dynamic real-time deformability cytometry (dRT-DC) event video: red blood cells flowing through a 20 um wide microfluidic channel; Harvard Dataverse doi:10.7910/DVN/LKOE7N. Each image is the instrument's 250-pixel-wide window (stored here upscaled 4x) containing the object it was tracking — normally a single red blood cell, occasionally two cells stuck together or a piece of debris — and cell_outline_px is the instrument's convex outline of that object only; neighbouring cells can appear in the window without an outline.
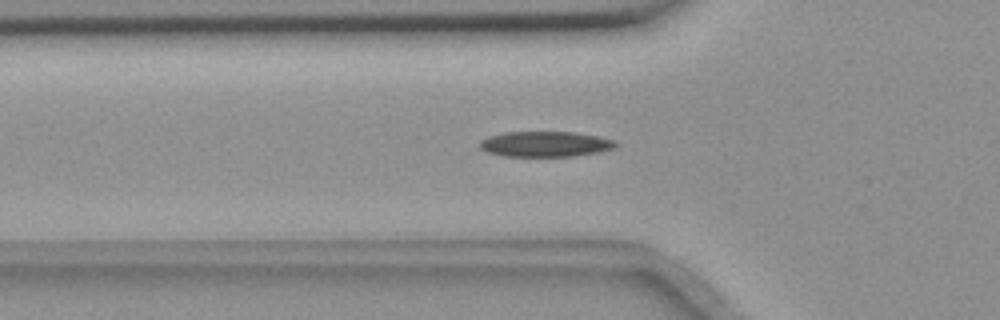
{"species": "common noctule bat (a hibernating species)", "species_latin": "Nyctalus noctula", "temperature_condition": "room temperature", "stored_images_in_passage": 39, "camera_frame_rate_fps": 3000, "um_per_image_px": 0.085, "animal": {"sex": "female", "body_mass_g": 18.4}, "frame": {"image": 1, "passage_image": 2, "time_ms": 0.333, "image_size_px": [1000, 320], "cell_outline_px": [[620, 144], [616, 148], [600, 152], [576, 156], [504, 156], [488, 152], [480, 148], [480, 140], [488, 136], [504, 132], [572, 132], [596, 136], [616, 140]], "centroid_in_image_um": [46.39, 12.25], "position_along_channel_um": 79.4, "area_um2": 20.29}}
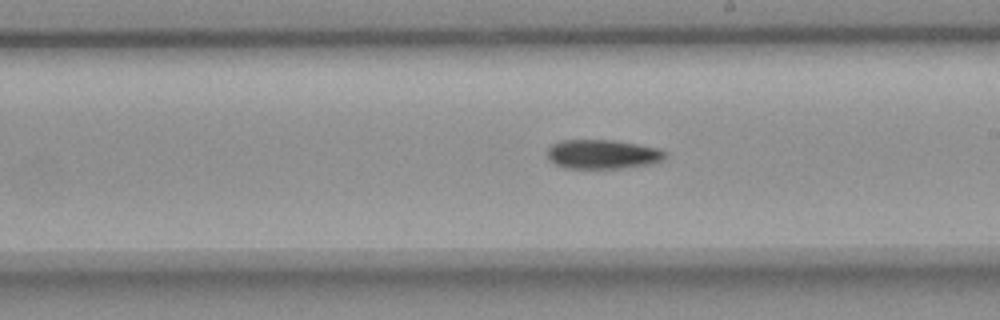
{"frame": {"image": 2, "passage_image": 15, "time_ms": 4.667, "image_size_px": [1000, 320], "cell_outline_px": [[668, 156], [664, 160], [652, 164], [624, 168], [564, 168], [556, 164], [548, 156], [548, 148], [552, 144], [560, 140], [612, 140], [660, 148], [668, 152]], "centroid_in_image_um": [51.3, 13.11], "position_along_channel_um": 237.7, "area_um2": 20.23}}
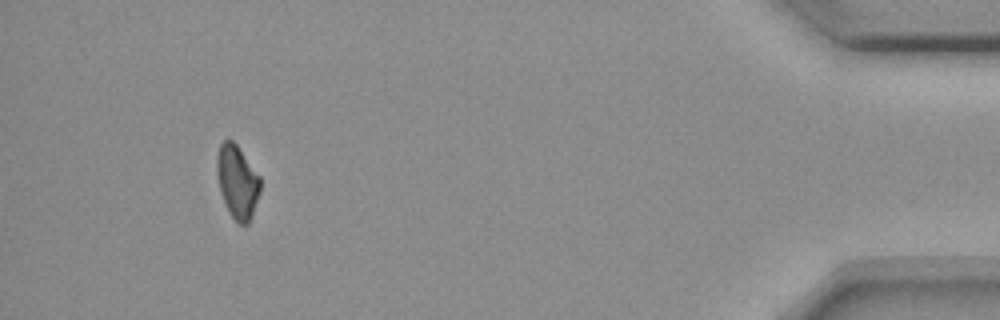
{"frame": {"image": 3, "passage_image": 35, "time_ms": 11.333, "image_size_px": [1000, 320], "cell_outline_px": [[260, 192], [252, 216], [248, 224], [240, 224], [232, 216], [220, 192], [216, 172], [216, 156], [220, 144], [224, 140], [232, 140], [236, 144], [260, 176]], "centroid_in_image_um": [20.17, 15.43], "position_along_channel_um": 415.0, "area_um2": 18.38}, "authors_computed_cell_mechanics": {"area_um2": 19.9988, "velocity_mm_per_s": 3.6526, "shape_relaxation_time_tau1_ms": 5.51, "shape_relaxation_time_tau2_ms": null, "deformation_change_tau1": 0.1371, "deformation_change_tau2": null}}